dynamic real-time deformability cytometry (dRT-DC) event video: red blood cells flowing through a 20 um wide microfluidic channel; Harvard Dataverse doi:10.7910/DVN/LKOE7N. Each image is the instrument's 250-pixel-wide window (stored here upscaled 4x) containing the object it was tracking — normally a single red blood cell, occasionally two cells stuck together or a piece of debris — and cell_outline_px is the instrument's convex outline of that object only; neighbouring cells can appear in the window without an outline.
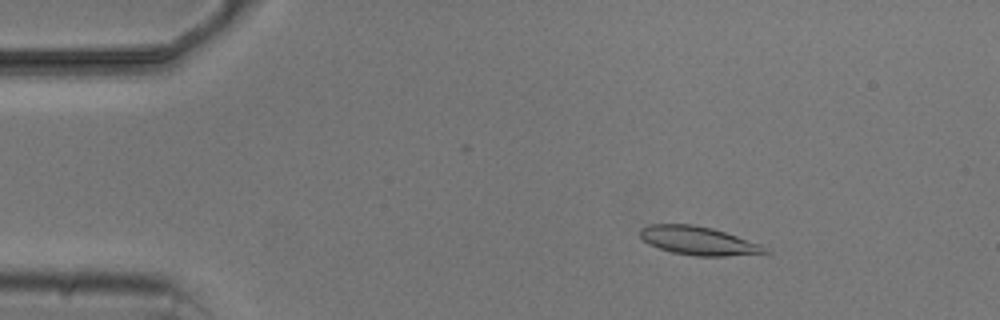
{"species": "common noctule bat (a hibernating species)", "species_latin": "Nyctalus noctula", "temperature_condition": "cold", "stored_images_in_passage": 5, "camera_frame_rate_fps": 3000, "um_per_image_px": 0.085, "animal": {"sex": "male", "body_mass_g": 20.5, "forearm_length_mm": 52.5}, "frame": {"image": 1, "passage_image": 3, "time_ms": 2.333, "image_size_px": [1000, 320], "cell_outline_px": [[772, 252], [728, 256], [696, 256], [672, 252], [648, 244], [640, 236], [640, 228], [648, 224], [692, 224], [712, 228], [760, 244], [768, 248]], "centroid_in_image_um": [59.35, 20.46], "position_along_channel_um": 25.7, "area_um2": 20.63}}